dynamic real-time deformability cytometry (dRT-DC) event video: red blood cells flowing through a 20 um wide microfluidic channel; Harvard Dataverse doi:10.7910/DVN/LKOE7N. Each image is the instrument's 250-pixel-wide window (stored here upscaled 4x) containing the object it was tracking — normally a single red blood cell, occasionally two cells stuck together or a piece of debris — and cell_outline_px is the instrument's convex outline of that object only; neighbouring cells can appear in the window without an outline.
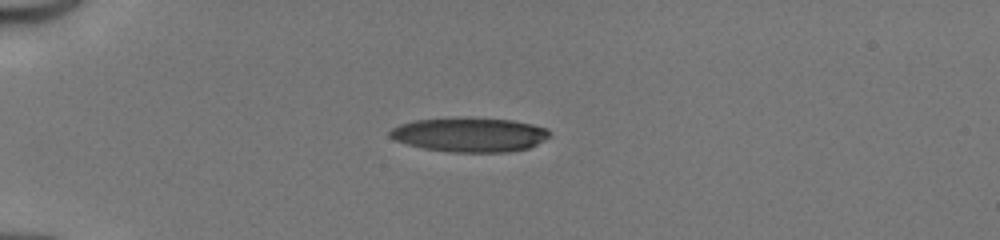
{"species": "human", "species_latin": "Homo sapiens", "temperature_condition": "cold", "stored_images_in_passage": 37, "camera_frame_rate_fps": 3000, "um_per_image_px": 0.085, "donor": {"sex": "male"}, "frame": {"image": 1, "passage_image": 1, "time_ms": 0.0, "image_size_px": [1000, 240], "cell_outline_px": [[552, 136], [528, 148], [508, 152], [448, 152], [424, 148], [408, 144], [396, 140], [388, 136], [388, 132], [392, 128], [400, 124], [416, 120], [512, 120], [532, 124], [548, 128], [552, 132]], "centroid_in_image_um": [39.97, 11.49], "position_along_channel_um": 45.0, "area_um2": 31.04}}
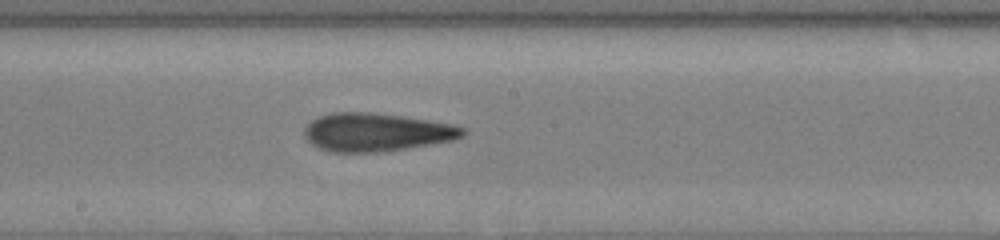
{"frame": {"image": 2, "passage_image": 16, "time_ms": 5.0, "image_size_px": [1000, 240], "cell_outline_px": [[468, 132], [464, 136], [456, 140], [380, 152], [332, 152], [316, 148], [304, 136], [304, 128], [312, 120], [320, 116], [332, 112], [372, 112], [404, 116], [452, 124], [468, 128]], "centroid_in_image_um": [32.03, 11.23], "position_along_channel_um": 216.2, "area_um2": 35.6}}
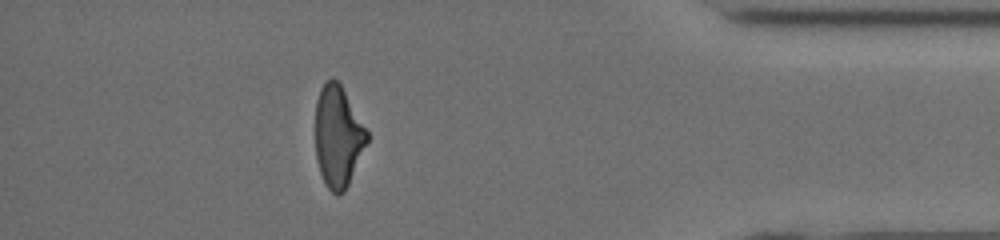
{"frame": {"image": 3, "passage_image": 32, "time_ms": 10.333, "image_size_px": [1000, 240], "cell_outline_px": [[368, 140], [348, 184], [344, 192], [336, 196], [328, 188], [320, 172], [316, 160], [316, 100], [320, 88], [332, 76], [340, 84], [368, 132]], "centroid_in_image_um": [28.71, 11.6], "position_along_channel_um": 406.5, "area_um2": 30.06}, "authors_computed_cell_mechanics": {"area_um2": 33.7552, "velocity_mm_per_s": 4.2011, "shape_relaxation_time_tau1_ms": 8.3725, "shape_relaxation_time_tau2_ms": 2.7547, "deformation_change_tau1": 0.2463, "deformation_change_tau2": 0.1422}}